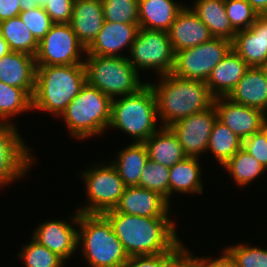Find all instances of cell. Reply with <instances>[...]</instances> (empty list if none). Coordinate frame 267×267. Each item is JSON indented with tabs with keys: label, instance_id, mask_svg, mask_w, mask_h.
I'll return each mask as SVG.
<instances>
[{
	"label": "cell",
	"instance_id": "44",
	"mask_svg": "<svg viewBox=\"0 0 267 267\" xmlns=\"http://www.w3.org/2000/svg\"><path fill=\"white\" fill-rule=\"evenodd\" d=\"M177 267H207L197 256L186 247L179 256Z\"/></svg>",
	"mask_w": 267,
	"mask_h": 267
},
{
	"label": "cell",
	"instance_id": "5",
	"mask_svg": "<svg viewBox=\"0 0 267 267\" xmlns=\"http://www.w3.org/2000/svg\"><path fill=\"white\" fill-rule=\"evenodd\" d=\"M78 250L88 267H120L128 255L103 214L79 212Z\"/></svg>",
	"mask_w": 267,
	"mask_h": 267
},
{
	"label": "cell",
	"instance_id": "33",
	"mask_svg": "<svg viewBox=\"0 0 267 267\" xmlns=\"http://www.w3.org/2000/svg\"><path fill=\"white\" fill-rule=\"evenodd\" d=\"M30 242L23 244L17 253L18 260L24 267H65V261L32 237ZM22 259V260H21Z\"/></svg>",
	"mask_w": 267,
	"mask_h": 267
},
{
	"label": "cell",
	"instance_id": "48",
	"mask_svg": "<svg viewBox=\"0 0 267 267\" xmlns=\"http://www.w3.org/2000/svg\"><path fill=\"white\" fill-rule=\"evenodd\" d=\"M264 70L266 71L267 74V63L263 66Z\"/></svg>",
	"mask_w": 267,
	"mask_h": 267
},
{
	"label": "cell",
	"instance_id": "12",
	"mask_svg": "<svg viewBox=\"0 0 267 267\" xmlns=\"http://www.w3.org/2000/svg\"><path fill=\"white\" fill-rule=\"evenodd\" d=\"M232 50V41L213 37L195 47L175 53L172 73L177 77L205 81L212 69Z\"/></svg>",
	"mask_w": 267,
	"mask_h": 267
},
{
	"label": "cell",
	"instance_id": "8",
	"mask_svg": "<svg viewBox=\"0 0 267 267\" xmlns=\"http://www.w3.org/2000/svg\"><path fill=\"white\" fill-rule=\"evenodd\" d=\"M92 163L91 167L79 171L85 184V204L78 211L85 214H103L114 209L126 189L117 169L110 161Z\"/></svg>",
	"mask_w": 267,
	"mask_h": 267
},
{
	"label": "cell",
	"instance_id": "17",
	"mask_svg": "<svg viewBox=\"0 0 267 267\" xmlns=\"http://www.w3.org/2000/svg\"><path fill=\"white\" fill-rule=\"evenodd\" d=\"M114 209L144 217H171L173 211L171 204L159 193L139 186H127Z\"/></svg>",
	"mask_w": 267,
	"mask_h": 267
},
{
	"label": "cell",
	"instance_id": "21",
	"mask_svg": "<svg viewBox=\"0 0 267 267\" xmlns=\"http://www.w3.org/2000/svg\"><path fill=\"white\" fill-rule=\"evenodd\" d=\"M105 18L102 0H75L70 25L87 49L98 36Z\"/></svg>",
	"mask_w": 267,
	"mask_h": 267
},
{
	"label": "cell",
	"instance_id": "43",
	"mask_svg": "<svg viewBox=\"0 0 267 267\" xmlns=\"http://www.w3.org/2000/svg\"><path fill=\"white\" fill-rule=\"evenodd\" d=\"M20 0H0V22L19 16Z\"/></svg>",
	"mask_w": 267,
	"mask_h": 267
},
{
	"label": "cell",
	"instance_id": "27",
	"mask_svg": "<svg viewBox=\"0 0 267 267\" xmlns=\"http://www.w3.org/2000/svg\"><path fill=\"white\" fill-rule=\"evenodd\" d=\"M144 144L149 160L166 167H171L187 157L180 141L169 127H160Z\"/></svg>",
	"mask_w": 267,
	"mask_h": 267
},
{
	"label": "cell",
	"instance_id": "35",
	"mask_svg": "<svg viewBox=\"0 0 267 267\" xmlns=\"http://www.w3.org/2000/svg\"><path fill=\"white\" fill-rule=\"evenodd\" d=\"M223 247L233 258L236 267H267V247L264 249L243 241Z\"/></svg>",
	"mask_w": 267,
	"mask_h": 267
},
{
	"label": "cell",
	"instance_id": "37",
	"mask_svg": "<svg viewBox=\"0 0 267 267\" xmlns=\"http://www.w3.org/2000/svg\"><path fill=\"white\" fill-rule=\"evenodd\" d=\"M182 240L169 252L157 255L130 256L120 267H177L180 253L186 248Z\"/></svg>",
	"mask_w": 267,
	"mask_h": 267
},
{
	"label": "cell",
	"instance_id": "38",
	"mask_svg": "<svg viewBox=\"0 0 267 267\" xmlns=\"http://www.w3.org/2000/svg\"><path fill=\"white\" fill-rule=\"evenodd\" d=\"M225 9L236 31L249 28L259 16L247 0H225Z\"/></svg>",
	"mask_w": 267,
	"mask_h": 267
},
{
	"label": "cell",
	"instance_id": "1",
	"mask_svg": "<svg viewBox=\"0 0 267 267\" xmlns=\"http://www.w3.org/2000/svg\"><path fill=\"white\" fill-rule=\"evenodd\" d=\"M103 215L111 223L128 257L166 253L181 241L172 217H144L119 213L115 209Z\"/></svg>",
	"mask_w": 267,
	"mask_h": 267
},
{
	"label": "cell",
	"instance_id": "13",
	"mask_svg": "<svg viewBox=\"0 0 267 267\" xmlns=\"http://www.w3.org/2000/svg\"><path fill=\"white\" fill-rule=\"evenodd\" d=\"M78 221L79 211L76 209L68 220L50 219L39 223L35 226L31 237L67 262L74 254L76 255V251L79 252Z\"/></svg>",
	"mask_w": 267,
	"mask_h": 267
},
{
	"label": "cell",
	"instance_id": "45",
	"mask_svg": "<svg viewBox=\"0 0 267 267\" xmlns=\"http://www.w3.org/2000/svg\"><path fill=\"white\" fill-rule=\"evenodd\" d=\"M48 0H20L21 11L43 7Z\"/></svg>",
	"mask_w": 267,
	"mask_h": 267
},
{
	"label": "cell",
	"instance_id": "31",
	"mask_svg": "<svg viewBox=\"0 0 267 267\" xmlns=\"http://www.w3.org/2000/svg\"><path fill=\"white\" fill-rule=\"evenodd\" d=\"M0 35L8 43L11 51L35 57L38 41L25 26L20 16L0 22Z\"/></svg>",
	"mask_w": 267,
	"mask_h": 267
},
{
	"label": "cell",
	"instance_id": "22",
	"mask_svg": "<svg viewBox=\"0 0 267 267\" xmlns=\"http://www.w3.org/2000/svg\"><path fill=\"white\" fill-rule=\"evenodd\" d=\"M227 98L267 114V74L264 68L249 67Z\"/></svg>",
	"mask_w": 267,
	"mask_h": 267
},
{
	"label": "cell",
	"instance_id": "29",
	"mask_svg": "<svg viewBox=\"0 0 267 267\" xmlns=\"http://www.w3.org/2000/svg\"><path fill=\"white\" fill-rule=\"evenodd\" d=\"M227 172L233 184L243 188L248 187L253 181L267 171V169L257 161L252 155L241 147L230 160L221 168Z\"/></svg>",
	"mask_w": 267,
	"mask_h": 267
},
{
	"label": "cell",
	"instance_id": "24",
	"mask_svg": "<svg viewBox=\"0 0 267 267\" xmlns=\"http://www.w3.org/2000/svg\"><path fill=\"white\" fill-rule=\"evenodd\" d=\"M185 5L177 0H138L139 28L168 31Z\"/></svg>",
	"mask_w": 267,
	"mask_h": 267
},
{
	"label": "cell",
	"instance_id": "23",
	"mask_svg": "<svg viewBox=\"0 0 267 267\" xmlns=\"http://www.w3.org/2000/svg\"><path fill=\"white\" fill-rule=\"evenodd\" d=\"M249 66L232 49L211 71L206 80L214 98L227 97L244 76Z\"/></svg>",
	"mask_w": 267,
	"mask_h": 267
},
{
	"label": "cell",
	"instance_id": "39",
	"mask_svg": "<svg viewBox=\"0 0 267 267\" xmlns=\"http://www.w3.org/2000/svg\"><path fill=\"white\" fill-rule=\"evenodd\" d=\"M19 16L38 42L45 37L54 24L43 7L21 11Z\"/></svg>",
	"mask_w": 267,
	"mask_h": 267
},
{
	"label": "cell",
	"instance_id": "20",
	"mask_svg": "<svg viewBox=\"0 0 267 267\" xmlns=\"http://www.w3.org/2000/svg\"><path fill=\"white\" fill-rule=\"evenodd\" d=\"M35 57L11 51L0 58V81L24 89L31 97L35 91Z\"/></svg>",
	"mask_w": 267,
	"mask_h": 267
},
{
	"label": "cell",
	"instance_id": "40",
	"mask_svg": "<svg viewBox=\"0 0 267 267\" xmlns=\"http://www.w3.org/2000/svg\"><path fill=\"white\" fill-rule=\"evenodd\" d=\"M242 147L267 169V125L245 138Z\"/></svg>",
	"mask_w": 267,
	"mask_h": 267
},
{
	"label": "cell",
	"instance_id": "25",
	"mask_svg": "<svg viewBox=\"0 0 267 267\" xmlns=\"http://www.w3.org/2000/svg\"><path fill=\"white\" fill-rule=\"evenodd\" d=\"M199 157L187 156L184 160L170 167L169 175V203L172 196L179 194H203L204 185L201 179L202 166Z\"/></svg>",
	"mask_w": 267,
	"mask_h": 267
},
{
	"label": "cell",
	"instance_id": "9",
	"mask_svg": "<svg viewBox=\"0 0 267 267\" xmlns=\"http://www.w3.org/2000/svg\"><path fill=\"white\" fill-rule=\"evenodd\" d=\"M127 58L139 73L149 69L156 77L172 73L175 53L168 32L139 28Z\"/></svg>",
	"mask_w": 267,
	"mask_h": 267
},
{
	"label": "cell",
	"instance_id": "41",
	"mask_svg": "<svg viewBox=\"0 0 267 267\" xmlns=\"http://www.w3.org/2000/svg\"><path fill=\"white\" fill-rule=\"evenodd\" d=\"M75 0H48L43 8L53 23H70Z\"/></svg>",
	"mask_w": 267,
	"mask_h": 267
},
{
	"label": "cell",
	"instance_id": "4",
	"mask_svg": "<svg viewBox=\"0 0 267 267\" xmlns=\"http://www.w3.org/2000/svg\"><path fill=\"white\" fill-rule=\"evenodd\" d=\"M158 120L155 94L147 84L137 93L112 100L108 129L124 132L133 143H144L160 129Z\"/></svg>",
	"mask_w": 267,
	"mask_h": 267
},
{
	"label": "cell",
	"instance_id": "18",
	"mask_svg": "<svg viewBox=\"0 0 267 267\" xmlns=\"http://www.w3.org/2000/svg\"><path fill=\"white\" fill-rule=\"evenodd\" d=\"M232 49L249 67H263L267 63V15H259L249 28L237 31Z\"/></svg>",
	"mask_w": 267,
	"mask_h": 267
},
{
	"label": "cell",
	"instance_id": "11",
	"mask_svg": "<svg viewBox=\"0 0 267 267\" xmlns=\"http://www.w3.org/2000/svg\"><path fill=\"white\" fill-rule=\"evenodd\" d=\"M86 54L70 23H54L38 42L35 61L36 66L84 64Z\"/></svg>",
	"mask_w": 267,
	"mask_h": 267
},
{
	"label": "cell",
	"instance_id": "14",
	"mask_svg": "<svg viewBox=\"0 0 267 267\" xmlns=\"http://www.w3.org/2000/svg\"><path fill=\"white\" fill-rule=\"evenodd\" d=\"M217 120L214 104L201 112L178 120L169 128L177 136L184 153L189 157H199L207 152L212 127Z\"/></svg>",
	"mask_w": 267,
	"mask_h": 267
},
{
	"label": "cell",
	"instance_id": "2",
	"mask_svg": "<svg viewBox=\"0 0 267 267\" xmlns=\"http://www.w3.org/2000/svg\"><path fill=\"white\" fill-rule=\"evenodd\" d=\"M157 78L158 81L151 80L148 84L155 94L161 127H170L178 120L204 111L214 104L215 98L205 81L177 77L173 73Z\"/></svg>",
	"mask_w": 267,
	"mask_h": 267
},
{
	"label": "cell",
	"instance_id": "34",
	"mask_svg": "<svg viewBox=\"0 0 267 267\" xmlns=\"http://www.w3.org/2000/svg\"><path fill=\"white\" fill-rule=\"evenodd\" d=\"M170 167L148 159L141 173L139 187L159 193L169 202Z\"/></svg>",
	"mask_w": 267,
	"mask_h": 267
},
{
	"label": "cell",
	"instance_id": "3",
	"mask_svg": "<svg viewBox=\"0 0 267 267\" xmlns=\"http://www.w3.org/2000/svg\"><path fill=\"white\" fill-rule=\"evenodd\" d=\"M86 82L85 64L36 66L32 112L43 111L59 119Z\"/></svg>",
	"mask_w": 267,
	"mask_h": 267
},
{
	"label": "cell",
	"instance_id": "19",
	"mask_svg": "<svg viewBox=\"0 0 267 267\" xmlns=\"http://www.w3.org/2000/svg\"><path fill=\"white\" fill-rule=\"evenodd\" d=\"M174 53L195 47L213 38L208 27L187 4L167 31Z\"/></svg>",
	"mask_w": 267,
	"mask_h": 267
},
{
	"label": "cell",
	"instance_id": "30",
	"mask_svg": "<svg viewBox=\"0 0 267 267\" xmlns=\"http://www.w3.org/2000/svg\"><path fill=\"white\" fill-rule=\"evenodd\" d=\"M243 141L218 119L215 121L209 137L207 154L210 152L216 163L223 167L242 147Z\"/></svg>",
	"mask_w": 267,
	"mask_h": 267
},
{
	"label": "cell",
	"instance_id": "10",
	"mask_svg": "<svg viewBox=\"0 0 267 267\" xmlns=\"http://www.w3.org/2000/svg\"><path fill=\"white\" fill-rule=\"evenodd\" d=\"M17 124L0 121V188L29 176L35 154L23 140ZM20 131V132H19ZM28 172V173H27ZM0 189V190H1Z\"/></svg>",
	"mask_w": 267,
	"mask_h": 267
},
{
	"label": "cell",
	"instance_id": "6",
	"mask_svg": "<svg viewBox=\"0 0 267 267\" xmlns=\"http://www.w3.org/2000/svg\"><path fill=\"white\" fill-rule=\"evenodd\" d=\"M111 102L107 95L86 82L59 118L65 122L69 135L78 141L101 136L110 124Z\"/></svg>",
	"mask_w": 267,
	"mask_h": 267
},
{
	"label": "cell",
	"instance_id": "28",
	"mask_svg": "<svg viewBox=\"0 0 267 267\" xmlns=\"http://www.w3.org/2000/svg\"><path fill=\"white\" fill-rule=\"evenodd\" d=\"M119 150L115 158L109 161L126 186H139L142 170L149 159L146 145L131 142Z\"/></svg>",
	"mask_w": 267,
	"mask_h": 267
},
{
	"label": "cell",
	"instance_id": "46",
	"mask_svg": "<svg viewBox=\"0 0 267 267\" xmlns=\"http://www.w3.org/2000/svg\"><path fill=\"white\" fill-rule=\"evenodd\" d=\"M259 15H267V0H247Z\"/></svg>",
	"mask_w": 267,
	"mask_h": 267
},
{
	"label": "cell",
	"instance_id": "16",
	"mask_svg": "<svg viewBox=\"0 0 267 267\" xmlns=\"http://www.w3.org/2000/svg\"><path fill=\"white\" fill-rule=\"evenodd\" d=\"M138 30V23H115L105 20L98 36L87 48L86 56L127 57ZM123 51L128 52L124 54Z\"/></svg>",
	"mask_w": 267,
	"mask_h": 267
},
{
	"label": "cell",
	"instance_id": "42",
	"mask_svg": "<svg viewBox=\"0 0 267 267\" xmlns=\"http://www.w3.org/2000/svg\"><path fill=\"white\" fill-rule=\"evenodd\" d=\"M221 255L216 256H197L207 267H236L233 258L222 248Z\"/></svg>",
	"mask_w": 267,
	"mask_h": 267
},
{
	"label": "cell",
	"instance_id": "36",
	"mask_svg": "<svg viewBox=\"0 0 267 267\" xmlns=\"http://www.w3.org/2000/svg\"><path fill=\"white\" fill-rule=\"evenodd\" d=\"M106 21L115 23H138V0H102Z\"/></svg>",
	"mask_w": 267,
	"mask_h": 267
},
{
	"label": "cell",
	"instance_id": "32",
	"mask_svg": "<svg viewBox=\"0 0 267 267\" xmlns=\"http://www.w3.org/2000/svg\"><path fill=\"white\" fill-rule=\"evenodd\" d=\"M28 111H32V97L24 89L0 81V121L17 124L13 118Z\"/></svg>",
	"mask_w": 267,
	"mask_h": 267
},
{
	"label": "cell",
	"instance_id": "15",
	"mask_svg": "<svg viewBox=\"0 0 267 267\" xmlns=\"http://www.w3.org/2000/svg\"><path fill=\"white\" fill-rule=\"evenodd\" d=\"M217 119L242 141L267 125V114L262 110L233 102L227 97L214 99Z\"/></svg>",
	"mask_w": 267,
	"mask_h": 267
},
{
	"label": "cell",
	"instance_id": "26",
	"mask_svg": "<svg viewBox=\"0 0 267 267\" xmlns=\"http://www.w3.org/2000/svg\"><path fill=\"white\" fill-rule=\"evenodd\" d=\"M189 5L208 27L213 37L233 41L237 31L228 19L225 0H193Z\"/></svg>",
	"mask_w": 267,
	"mask_h": 267
},
{
	"label": "cell",
	"instance_id": "7",
	"mask_svg": "<svg viewBox=\"0 0 267 267\" xmlns=\"http://www.w3.org/2000/svg\"><path fill=\"white\" fill-rule=\"evenodd\" d=\"M87 83L98 88L111 100L137 93L148 84L131 65L127 57L86 56Z\"/></svg>",
	"mask_w": 267,
	"mask_h": 267
},
{
	"label": "cell",
	"instance_id": "47",
	"mask_svg": "<svg viewBox=\"0 0 267 267\" xmlns=\"http://www.w3.org/2000/svg\"><path fill=\"white\" fill-rule=\"evenodd\" d=\"M11 50L9 49L8 43L0 35V58L7 55Z\"/></svg>",
	"mask_w": 267,
	"mask_h": 267
}]
</instances>
